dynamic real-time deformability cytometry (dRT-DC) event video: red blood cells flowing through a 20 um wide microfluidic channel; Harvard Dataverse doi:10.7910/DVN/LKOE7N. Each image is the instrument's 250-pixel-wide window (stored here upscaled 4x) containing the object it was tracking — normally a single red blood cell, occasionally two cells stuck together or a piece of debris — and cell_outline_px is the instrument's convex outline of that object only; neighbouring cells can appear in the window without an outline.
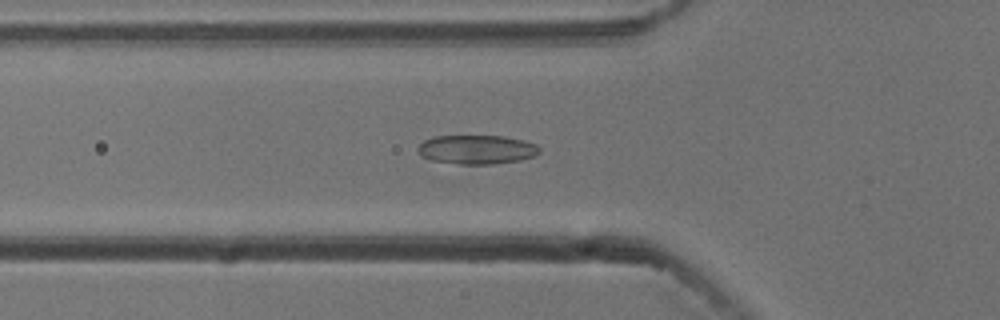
{"species": "common noctule bat (a hibernating species)", "species_latin": "Nyctalus noctula", "temperature_condition": "cold", "stored_images_in_passage": 28, "camera_frame_rate_fps": 3000, "um_per_image_px": 0.085, "animal": {"sex": "male", "body_mass_g": 13.3}, "frame": {"image": 1, "passage_image": 18, "time_ms": 5.667, "image_size_px": [1000, 320], "cell_outline_px": [[540, 152], [536, 156], [520, 160], [492, 164], [460, 164], [432, 160], [420, 156], [416, 152], [416, 148], [424, 140], [432, 136], [504, 136], [524, 140], [536, 144], [540, 148]], "centroid_in_image_um": [40.51, 12.71], "position_along_channel_um": 85.3, "area_um2": 20.81}}
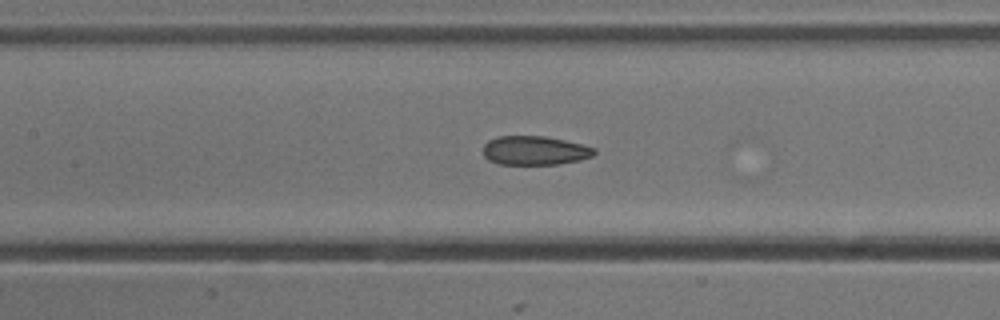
{"frame": {"image": 2, "passage_image": 24, "time_ms": 7.667, "image_size_px": [1000, 320], "cell_outline_px": [[596, 152], [592, 156], [580, 160], [556, 164], [500, 164], [488, 160], [484, 156], [484, 144], [488, 140], [500, 136], [544, 136], [564, 140], [596, 148]], "centroid_in_image_um": [45.45, 12.79], "position_along_channel_um": 162.0, "area_um2": 18.67}}
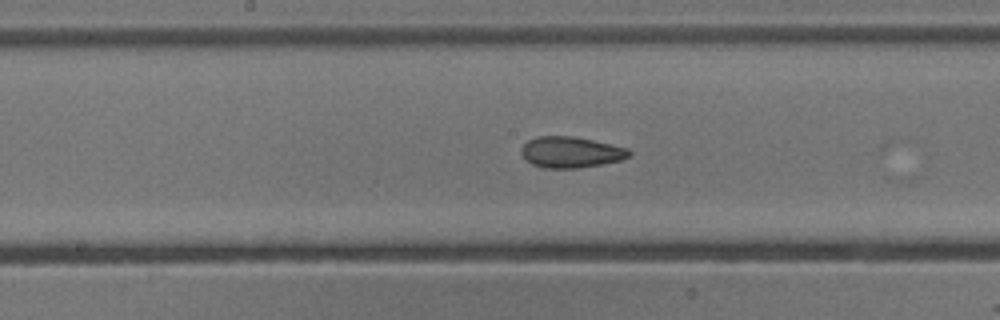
{"frame": {"image": 3, "passage_image": 27, "time_ms": 8.667, "image_size_px": [1000, 320], "cell_outline_px": [[632, 156], [620, 160], [580, 168], [544, 168], [532, 164], [520, 152], [520, 148], [528, 140], [536, 136], [572, 136], [592, 140], [628, 148], [632, 152]], "centroid_in_image_um": [48.52, 12.93], "position_along_channel_um": 199.7, "area_um2": 19.48}}